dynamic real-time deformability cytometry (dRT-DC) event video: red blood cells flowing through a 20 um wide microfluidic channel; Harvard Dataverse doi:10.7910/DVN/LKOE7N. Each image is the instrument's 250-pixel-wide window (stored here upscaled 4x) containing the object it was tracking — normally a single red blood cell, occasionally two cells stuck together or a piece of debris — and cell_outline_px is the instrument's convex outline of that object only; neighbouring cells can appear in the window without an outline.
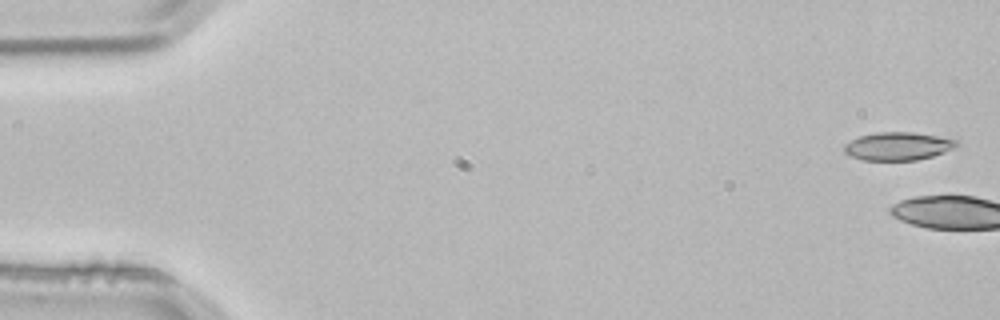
{"species": "common noctule bat (a hibernating species)", "species_latin": "Nyctalus noctula", "temperature_condition": "room temperature", "stored_images_in_passage": 5, "camera_frame_rate_fps": 3000, "um_per_image_px": 0.085, "animal": {"sex": "male", "body_mass_g": 21.5, "forearm_length_mm": 52.0}, "frame": {"image": 1, "passage_image": 1, "time_ms": 0.0, "image_size_px": [1000, 320], "cell_outline_px": [[960, 144], [944, 152], [932, 156], [916, 160], [864, 160], [852, 156], [844, 152], [844, 144], [860, 136], [876, 132], [912, 132], [936, 136], [956, 140]], "centroid_in_image_um": [76.31, 12.42], "position_along_channel_um": 8.7, "area_um2": 18.15}}
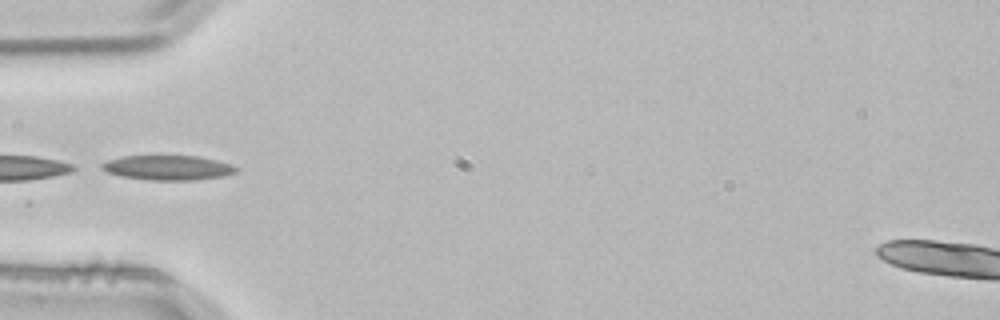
{"frame": {"image": 2, "passage_image": 5, "time_ms": 1.333, "image_size_px": [1000, 320], "cell_outline_px": [[240, 168], [236, 172], [224, 176], [192, 180], [152, 180], [120, 176], [108, 172], [100, 168], [100, 164], [108, 160], [124, 156], [196, 156], [216, 160], [232, 164]], "centroid_in_image_um": [14.29, 14.25], "position_along_channel_um": 70.7, "area_um2": 19.31}}